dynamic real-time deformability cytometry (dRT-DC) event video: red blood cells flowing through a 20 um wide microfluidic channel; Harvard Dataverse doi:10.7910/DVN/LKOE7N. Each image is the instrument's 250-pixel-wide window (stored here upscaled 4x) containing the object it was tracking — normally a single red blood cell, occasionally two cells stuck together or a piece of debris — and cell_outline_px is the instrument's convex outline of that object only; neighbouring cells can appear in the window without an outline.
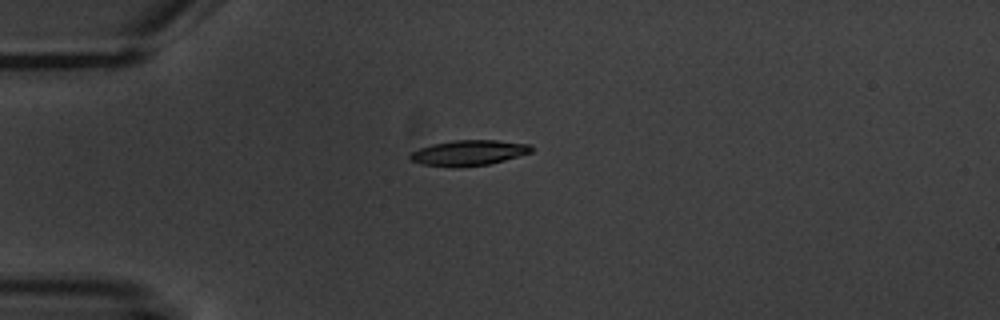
{"species": "common noctule bat (a hibernating species)", "species_latin": "Nyctalus noctula", "temperature_condition": "warm", "stored_images_in_passage": 2, "camera_frame_rate_fps": 3000, "um_per_image_px": 0.085, "animal": {"sex": "male", "body_mass_g": 20.1, "forearm_length_mm": 53.5}, "frame": {"image": 1, "passage_image": 1, "time_ms": 0.0, "image_size_px": [1000, 320], "cell_outline_px": [[532, 152], [504, 160], [488, 164], [456, 168], [452, 168], [420, 164], [412, 160], [408, 156], [412, 152], [420, 148], [432, 144], [456, 140], [496, 140], [528, 144], [532, 148]], "centroid_in_image_um": [39.8, 13.0], "position_along_channel_um": 45.2, "area_um2": 17.92}}